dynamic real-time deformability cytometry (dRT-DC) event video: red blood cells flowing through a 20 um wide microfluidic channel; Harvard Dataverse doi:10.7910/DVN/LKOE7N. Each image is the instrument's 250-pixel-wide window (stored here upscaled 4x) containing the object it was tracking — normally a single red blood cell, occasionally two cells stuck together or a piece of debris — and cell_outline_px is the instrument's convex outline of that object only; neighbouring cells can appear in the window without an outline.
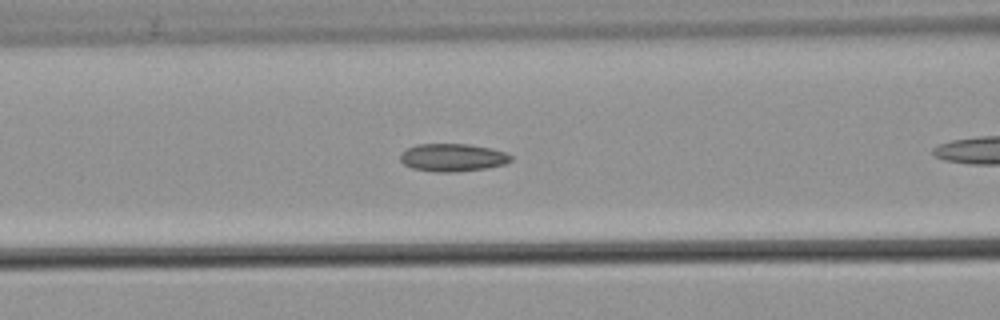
{"species": "common noctule bat (a hibernating species)", "species_latin": "Nyctalus noctula", "temperature_condition": "warm", "stored_images_in_passage": 20, "camera_frame_rate_fps": 3000, "um_per_image_px": 0.085, "animal": {"sex": "male", "body_mass_g": 21.5, "forearm_length_mm": 52.0}, "frame": {"image": 1, "passage_image": 9, "time_ms": 2.667, "image_size_px": [1000, 320], "cell_outline_px": [[512, 160], [504, 164], [484, 168], [452, 172], [440, 172], [412, 168], [404, 164], [400, 160], [400, 156], [408, 148], [416, 144], [468, 144], [492, 148], [504, 152], [512, 156]], "centroid_in_image_um": [38.48, 13.38], "position_along_channel_um": 128.1, "area_um2": 17.69}}